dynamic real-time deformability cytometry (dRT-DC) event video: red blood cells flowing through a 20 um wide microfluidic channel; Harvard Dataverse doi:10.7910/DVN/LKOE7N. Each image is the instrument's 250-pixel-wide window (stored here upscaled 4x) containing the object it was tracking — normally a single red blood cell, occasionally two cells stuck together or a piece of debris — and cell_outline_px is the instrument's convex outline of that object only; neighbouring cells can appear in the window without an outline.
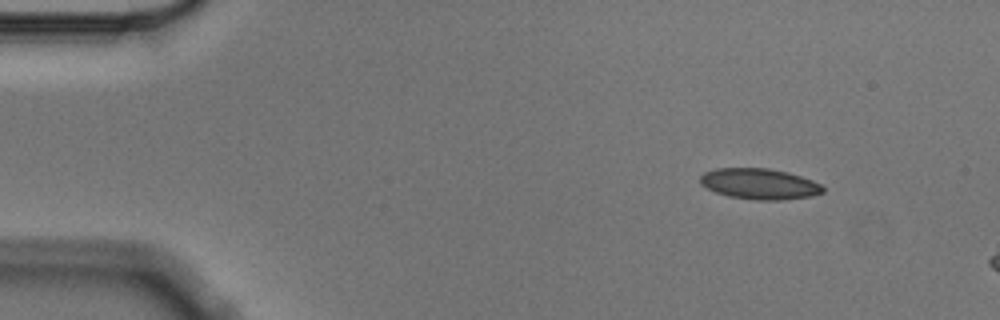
{"species": "Egyptian fruit bat (a non-hibernating species)", "species_latin": "Rousettus aegyptiacus", "temperature_condition": "cold", "stored_images_in_passage": 4, "camera_frame_rate_fps": 3000, "um_per_image_px": 0.085, "animal": {"sex": "male"}, "frame": {"image": 1, "passage_image": 1, "time_ms": 0.0, "image_size_px": [1000, 320], "cell_outline_px": [[824, 192], [812, 196], [780, 200], [756, 200], [728, 196], [716, 192], [700, 184], [700, 176], [704, 172], [716, 168], [768, 168], [788, 172], [812, 180], [820, 184], [824, 188]], "centroid_in_image_um": [64.55, 15.63], "position_along_channel_um": 20.4, "area_um2": 22.02}}